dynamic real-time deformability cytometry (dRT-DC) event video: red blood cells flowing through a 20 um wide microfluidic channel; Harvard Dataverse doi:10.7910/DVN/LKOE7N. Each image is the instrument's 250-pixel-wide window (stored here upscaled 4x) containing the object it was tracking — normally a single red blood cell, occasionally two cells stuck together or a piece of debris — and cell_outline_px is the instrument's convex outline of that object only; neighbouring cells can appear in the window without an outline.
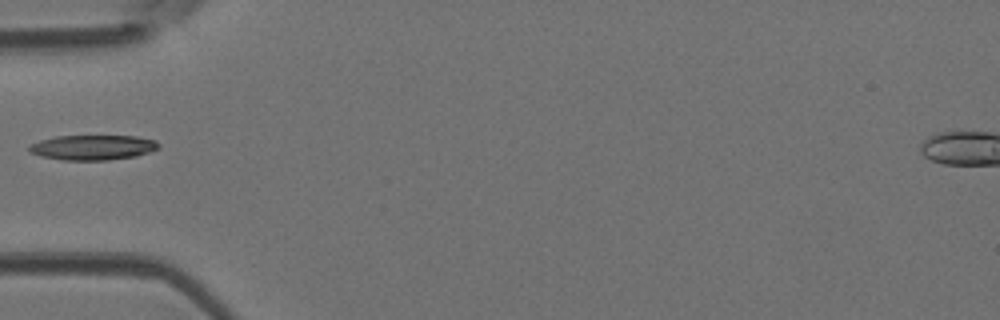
{"species": "Egyptian fruit bat (a non-hibernating species)", "species_latin": "Rousettus aegyptiacus", "temperature_condition": "room temperature", "stored_images_in_passage": 5, "camera_frame_rate_fps": 3000, "um_per_image_px": 0.085, "animal": {"sex": "female"}, "frame": {"image": 1, "passage_image": 5, "time_ms": 1.333, "image_size_px": [1000, 320], "cell_outline_px": [[160, 148], [136, 156], [108, 160], [60, 160], [40, 156], [28, 152], [28, 148], [32, 144], [40, 140], [56, 136], [136, 136], [156, 140], [160, 144]], "centroid_in_image_um": [7.89, 12.53], "position_along_channel_um": 77.1, "area_um2": 18.96}}